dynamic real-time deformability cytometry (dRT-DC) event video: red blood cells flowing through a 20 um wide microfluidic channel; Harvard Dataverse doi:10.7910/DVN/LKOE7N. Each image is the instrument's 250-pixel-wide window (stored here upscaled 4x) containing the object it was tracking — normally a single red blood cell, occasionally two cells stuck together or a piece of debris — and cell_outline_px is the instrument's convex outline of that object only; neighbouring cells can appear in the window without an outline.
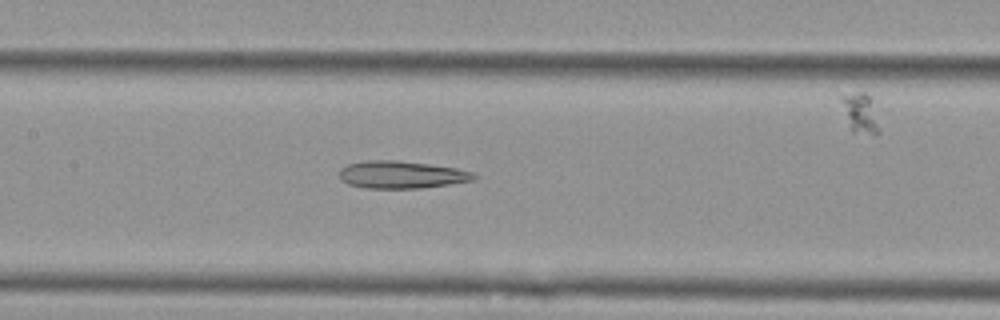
{"species": "Egyptian fruit bat (a non-hibernating species)", "species_latin": "Rousettus aegyptiacus", "temperature_condition": "cold", "stored_images_in_passage": 36, "camera_frame_rate_fps": 3000, "um_per_image_px": 0.085, "animal": {"sex": "female"}, "frame": {"image": 1, "passage_image": 7, "time_ms": 2.0, "image_size_px": [1000, 320], "cell_outline_px": [[480, 176], [476, 180], [420, 188], [364, 188], [348, 184], [340, 180], [340, 168], [348, 164], [364, 160], [400, 160], [456, 168], [472, 172]], "centroid_in_image_um": [34.13, 14.84], "position_along_channel_um": 173.3, "area_um2": 21.68}}
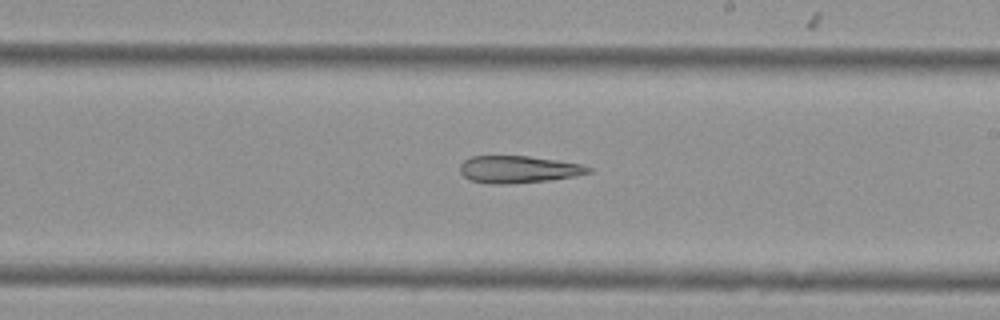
{"frame": {"image": 2, "passage_image": 13, "time_ms": 4.0, "image_size_px": [1000, 320], "cell_outline_px": [[592, 172], [576, 176], [548, 180], [508, 184], [488, 184], [468, 180], [460, 172], [460, 164], [464, 160], [472, 156], [528, 156], [556, 160], [580, 164], [592, 168]], "centroid_in_image_um": [44.03, 14.4], "position_along_channel_um": 245.0, "area_um2": 20.4}}
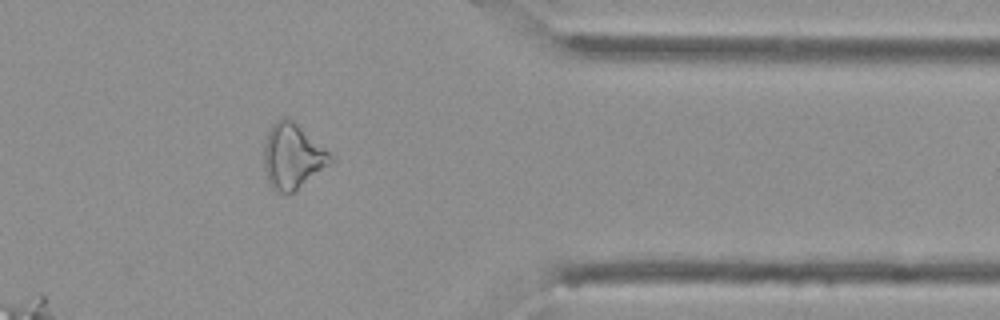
{"frame": {"image": 3, "passage_image": 26, "time_ms": 8.333, "image_size_px": [1000, 320], "cell_outline_px": [[336, 160], [332, 164], [292, 192], [276, 192], [272, 188], [268, 180], [264, 164], [264, 148], [268, 132], [272, 124], [276, 120], [284, 116], [288, 116], [324, 148]], "centroid_in_image_um": [24.87, 13.27], "position_along_channel_um": 386.5, "area_um2": 24.97}}